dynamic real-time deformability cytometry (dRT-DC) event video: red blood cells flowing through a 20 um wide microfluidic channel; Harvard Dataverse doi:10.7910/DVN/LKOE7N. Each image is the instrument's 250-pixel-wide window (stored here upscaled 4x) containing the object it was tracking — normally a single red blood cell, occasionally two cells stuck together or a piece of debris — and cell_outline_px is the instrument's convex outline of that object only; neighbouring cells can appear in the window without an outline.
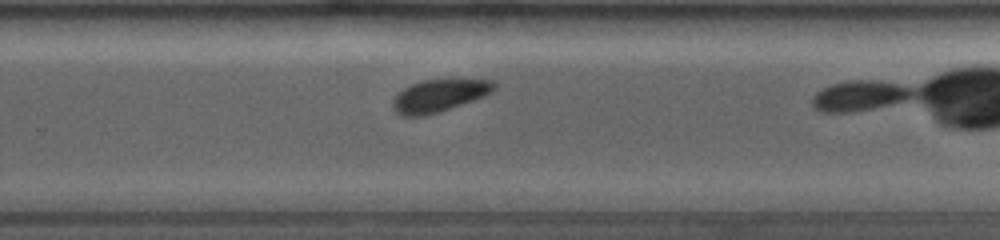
{"species": "common noctule bat (a hibernating species)", "species_latin": "Nyctalus noctula", "temperature_condition": "room temperature", "stored_images_in_passage": 28, "camera_frame_rate_fps": 4000, "um_per_image_px": 0.085, "animal": {"sex": "female", "body_mass_g": 19.0, "forearm_length_mm": 53.3}, "frame": {"image": 1, "passage_image": 24, "time_ms": 6.25, "image_size_px": [1000, 240], "cell_outline_px": [[496, 88], [492, 92], [484, 96], [424, 116], [404, 116], [396, 112], [392, 108], [392, 100], [404, 88], [412, 84], [424, 80], [456, 76], [492, 80], [496, 84]], "centroid_in_image_um": [37.38, 8.06], "position_along_channel_um": 292.4, "area_um2": 19.59}}